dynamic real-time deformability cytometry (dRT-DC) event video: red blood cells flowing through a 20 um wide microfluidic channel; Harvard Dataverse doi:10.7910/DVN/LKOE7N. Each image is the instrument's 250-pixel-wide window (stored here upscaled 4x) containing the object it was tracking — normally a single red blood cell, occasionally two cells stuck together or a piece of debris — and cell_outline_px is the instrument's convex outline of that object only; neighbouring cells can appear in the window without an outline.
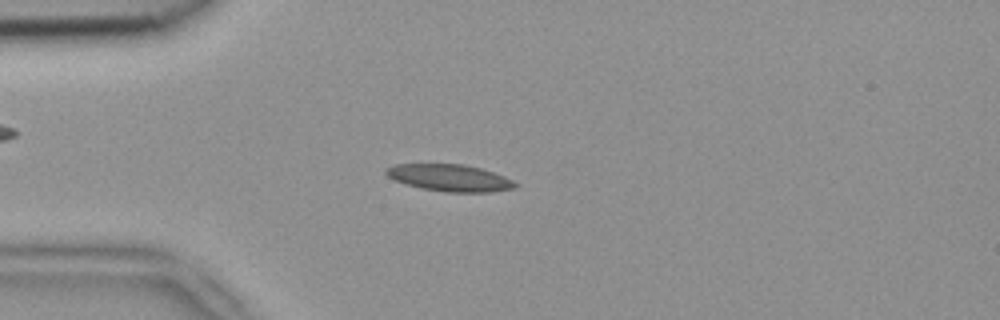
{"species": "common noctule bat (a hibernating species)", "species_latin": "Nyctalus noctula", "temperature_condition": "room temperature", "stored_images_in_passage": 51, "camera_frame_rate_fps": 3000, "um_per_image_px": 0.085, "animal": {"sex": "female", "body_mass_g": 18.4}, "frame": {"image": 1, "passage_image": 13, "time_ms": 4.0, "image_size_px": [1000, 320], "cell_outline_px": [[520, 184], [516, 188], [492, 192], [444, 192], [420, 188], [404, 184], [388, 176], [384, 172], [384, 168], [396, 164], [464, 164], [480, 168], [504, 176]], "centroid_in_image_um": [38.23, 15.12], "position_along_channel_um": 46.8, "area_um2": 20.4}}
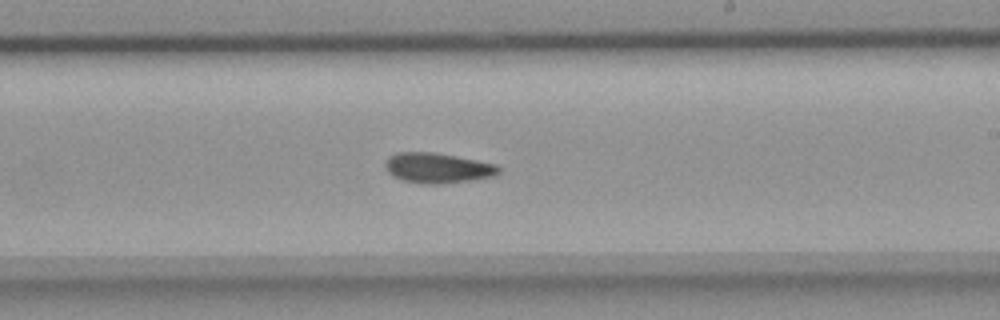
{"frame": {"image": 2, "passage_image": 30, "time_ms": 9.667, "image_size_px": [1000, 320], "cell_outline_px": [[500, 172], [492, 176], [472, 180], [440, 184], [424, 184], [404, 180], [392, 176], [388, 172], [384, 164], [388, 156], [396, 152], [432, 152], [456, 156], [496, 164], [500, 168]], "centroid_in_image_um": [37.17, 14.27], "position_along_channel_um": 251.8, "area_um2": 19.94}}
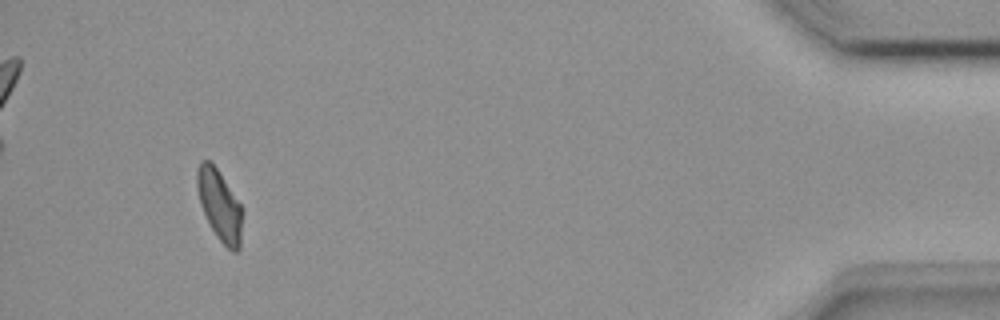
{"frame": {"image": 3, "passage_image": 48, "time_ms": 15.667, "image_size_px": [1000, 320], "cell_outline_px": [[240, 248], [236, 252], [232, 252], [216, 236], [200, 204], [196, 188], [196, 168], [200, 160], [208, 160], [216, 168], [240, 204]], "centroid_in_image_um": [18.61, 17.41], "position_along_channel_um": 416.6, "area_um2": 18.09}, "authors_computed_cell_mechanics": {"area_um2": 19.4786, "velocity_mm_per_s": 3.8953, "shape_relaxation_time_tau1_ms": null, "shape_relaxation_time_tau2_ms": 5.4796, "deformation_change_tau1": null, "deformation_change_tau2": 0.109}}